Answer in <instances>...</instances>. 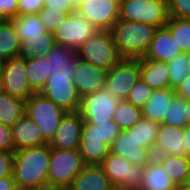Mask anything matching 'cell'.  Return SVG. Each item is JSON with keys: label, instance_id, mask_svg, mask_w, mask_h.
I'll use <instances>...</instances> for the list:
<instances>
[{"label": "cell", "instance_id": "cell-38", "mask_svg": "<svg viewBox=\"0 0 190 190\" xmlns=\"http://www.w3.org/2000/svg\"><path fill=\"white\" fill-rule=\"evenodd\" d=\"M90 125H96V129L98 130V135L109 146L112 145V143L118 137L119 133L122 131L113 120H110L108 122H103L100 124H90Z\"/></svg>", "mask_w": 190, "mask_h": 190}, {"label": "cell", "instance_id": "cell-11", "mask_svg": "<svg viewBox=\"0 0 190 190\" xmlns=\"http://www.w3.org/2000/svg\"><path fill=\"white\" fill-rule=\"evenodd\" d=\"M97 31L85 17L78 12H74L65 17L62 24L53 32V37L56 44L77 51Z\"/></svg>", "mask_w": 190, "mask_h": 190}, {"label": "cell", "instance_id": "cell-49", "mask_svg": "<svg viewBox=\"0 0 190 190\" xmlns=\"http://www.w3.org/2000/svg\"><path fill=\"white\" fill-rule=\"evenodd\" d=\"M84 0H71L73 4V8L77 11V9L81 6Z\"/></svg>", "mask_w": 190, "mask_h": 190}, {"label": "cell", "instance_id": "cell-25", "mask_svg": "<svg viewBox=\"0 0 190 190\" xmlns=\"http://www.w3.org/2000/svg\"><path fill=\"white\" fill-rule=\"evenodd\" d=\"M140 77L153 90L169 88L167 62L153 59H139Z\"/></svg>", "mask_w": 190, "mask_h": 190}, {"label": "cell", "instance_id": "cell-3", "mask_svg": "<svg viewBox=\"0 0 190 190\" xmlns=\"http://www.w3.org/2000/svg\"><path fill=\"white\" fill-rule=\"evenodd\" d=\"M9 21L20 38L19 57L28 59L47 55L56 44L53 34L46 31L38 14L17 15Z\"/></svg>", "mask_w": 190, "mask_h": 190}, {"label": "cell", "instance_id": "cell-28", "mask_svg": "<svg viewBox=\"0 0 190 190\" xmlns=\"http://www.w3.org/2000/svg\"><path fill=\"white\" fill-rule=\"evenodd\" d=\"M26 101L0 92V123L9 127L25 114Z\"/></svg>", "mask_w": 190, "mask_h": 190}, {"label": "cell", "instance_id": "cell-13", "mask_svg": "<svg viewBox=\"0 0 190 190\" xmlns=\"http://www.w3.org/2000/svg\"><path fill=\"white\" fill-rule=\"evenodd\" d=\"M39 93L67 113L79 111L81 97L72 78L50 77Z\"/></svg>", "mask_w": 190, "mask_h": 190}, {"label": "cell", "instance_id": "cell-47", "mask_svg": "<svg viewBox=\"0 0 190 190\" xmlns=\"http://www.w3.org/2000/svg\"><path fill=\"white\" fill-rule=\"evenodd\" d=\"M15 185L13 177L0 178V190H8Z\"/></svg>", "mask_w": 190, "mask_h": 190}, {"label": "cell", "instance_id": "cell-36", "mask_svg": "<svg viewBox=\"0 0 190 190\" xmlns=\"http://www.w3.org/2000/svg\"><path fill=\"white\" fill-rule=\"evenodd\" d=\"M67 15L65 11H55L45 7L38 12L39 19L44 24V28L52 34L62 24Z\"/></svg>", "mask_w": 190, "mask_h": 190}, {"label": "cell", "instance_id": "cell-15", "mask_svg": "<svg viewBox=\"0 0 190 190\" xmlns=\"http://www.w3.org/2000/svg\"><path fill=\"white\" fill-rule=\"evenodd\" d=\"M83 123L79 112L67 113L48 145L55 149H79Z\"/></svg>", "mask_w": 190, "mask_h": 190}, {"label": "cell", "instance_id": "cell-26", "mask_svg": "<svg viewBox=\"0 0 190 190\" xmlns=\"http://www.w3.org/2000/svg\"><path fill=\"white\" fill-rule=\"evenodd\" d=\"M154 158L144 166L140 190H175L177 185Z\"/></svg>", "mask_w": 190, "mask_h": 190}, {"label": "cell", "instance_id": "cell-52", "mask_svg": "<svg viewBox=\"0 0 190 190\" xmlns=\"http://www.w3.org/2000/svg\"><path fill=\"white\" fill-rule=\"evenodd\" d=\"M8 190H28V189L23 188V187H21V186L15 184L13 187H11V188L8 189Z\"/></svg>", "mask_w": 190, "mask_h": 190}, {"label": "cell", "instance_id": "cell-18", "mask_svg": "<svg viewBox=\"0 0 190 190\" xmlns=\"http://www.w3.org/2000/svg\"><path fill=\"white\" fill-rule=\"evenodd\" d=\"M110 151L134 165L145 166L153 159L152 153L133 137L132 130H122L110 146Z\"/></svg>", "mask_w": 190, "mask_h": 190}, {"label": "cell", "instance_id": "cell-2", "mask_svg": "<svg viewBox=\"0 0 190 190\" xmlns=\"http://www.w3.org/2000/svg\"><path fill=\"white\" fill-rule=\"evenodd\" d=\"M158 27L132 21L118 20L110 33L121 58H142Z\"/></svg>", "mask_w": 190, "mask_h": 190}, {"label": "cell", "instance_id": "cell-7", "mask_svg": "<svg viewBox=\"0 0 190 190\" xmlns=\"http://www.w3.org/2000/svg\"><path fill=\"white\" fill-rule=\"evenodd\" d=\"M25 109V114L38 125L47 142L51 140L63 117L67 114L40 93H34L26 100Z\"/></svg>", "mask_w": 190, "mask_h": 190}, {"label": "cell", "instance_id": "cell-40", "mask_svg": "<svg viewBox=\"0 0 190 190\" xmlns=\"http://www.w3.org/2000/svg\"><path fill=\"white\" fill-rule=\"evenodd\" d=\"M14 152L0 150V178L13 177Z\"/></svg>", "mask_w": 190, "mask_h": 190}, {"label": "cell", "instance_id": "cell-16", "mask_svg": "<svg viewBox=\"0 0 190 190\" xmlns=\"http://www.w3.org/2000/svg\"><path fill=\"white\" fill-rule=\"evenodd\" d=\"M109 152L110 146L100 138L96 125L83 123L79 153L85 164L100 165Z\"/></svg>", "mask_w": 190, "mask_h": 190}, {"label": "cell", "instance_id": "cell-14", "mask_svg": "<svg viewBox=\"0 0 190 190\" xmlns=\"http://www.w3.org/2000/svg\"><path fill=\"white\" fill-rule=\"evenodd\" d=\"M120 0H84L77 9L97 30L110 31L119 20Z\"/></svg>", "mask_w": 190, "mask_h": 190}, {"label": "cell", "instance_id": "cell-24", "mask_svg": "<svg viewBox=\"0 0 190 190\" xmlns=\"http://www.w3.org/2000/svg\"><path fill=\"white\" fill-rule=\"evenodd\" d=\"M175 95L172 88L153 90L152 96L141 108L143 118L162 124Z\"/></svg>", "mask_w": 190, "mask_h": 190}, {"label": "cell", "instance_id": "cell-42", "mask_svg": "<svg viewBox=\"0 0 190 190\" xmlns=\"http://www.w3.org/2000/svg\"><path fill=\"white\" fill-rule=\"evenodd\" d=\"M0 150L14 152L16 150L13 138L12 129L9 126L0 123Z\"/></svg>", "mask_w": 190, "mask_h": 190}, {"label": "cell", "instance_id": "cell-27", "mask_svg": "<svg viewBox=\"0 0 190 190\" xmlns=\"http://www.w3.org/2000/svg\"><path fill=\"white\" fill-rule=\"evenodd\" d=\"M26 74L30 88L35 93H39L49 78L46 55L26 59Z\"/></svg>", "mask_w": 190, "mask_h": 190}, {"label": "cell", "instance_id": "cell-54", "mask_svg": "<svg viewBox=\"0 0 190 190\" xmlns=\"http://www.w3.org/2000/svg\"><path fill=\"white\" fill-rule=\"evenodd\" d=\"M3 64H4V59L0 57V80H1L2 70H3Z\"/></svg>", "mask_w": 190, "mask_h": 190}, {"label": "cell", "instance_id": "cell-19", "mask_svg": "<svg viewBox=\"0 0 190 190\" xmlns=\"http://www.w3.org/2000/svg\"><path fill=\"white\" fill-rule=\"evenodd\" d=\"M153 156H188L183 141V128L160 124Z\"/></svg>", "mask_w": 190, "mask_h": 190}, {"label": "cell", "instance_id": "cell-8", "mask_svg": "<svg viewBox=\"0 0 190 190\" xmlns=\"http://www.w3.org/2000/svg\"><path fill=\"white\" fill-rule=\"evenodd\" d=\"M119 102L115 95L103 88L83 96L78 112L84 123L100 124L113 120Z\"/></svg>", "mask_w": 190, "mask_h": 190}, {"label": "cell", "instance_id": "cell-35", "mask_svg": "<svg viewBox=\"0 0 190 190\" xmlns=\"http://www.w3.org/2000/svg\"><path fill=\"white\" fill-rule=\"evenodd\" d=\"M187 65L185 53H181L167 62V68L169 69V88L175 89L190 74Z\"/></svg>", "mask_w": 190, "mask_h": 190}, {"label": "cell", "instance_id": "cell-10", "mask_svg": "<svg viewBox=\"0 0 190 190\" xmlns=\"http://www.w3.org/2000/svg\"><path fill=\"white\" fill-rule=\"evenodd\" d=\"M100 165L114 187L140 188L144 166L131 164L111 151Z\"/></svg>", "mask_w": 190, "mask_h": 190}, {"label": "cell", "instance_id": "cell-32", "mask_svg": "<svg viewBox=\"0 0 190 190\" xmlns=\"http://www.w3.org/2000/svg\"><path fill=\"white\" fill-rule=\"evenodd\" d=\"M143 118L142 109L134 106L125 100L120 101L114 112L113 121L121 130L133 127L139 120Z\"/></svg>", "mask_w": 190, "mask_h": 190}, {"label": "cell", "instance_id": "cell-37", "mask_svg": "<svg viewBox=\"0 0 190 190\" xmlns=\"http://www.w3.org/2000/svg\"><path fill=\"white\" fill-rule=\"evenodd\" d=\"M152 93L153 89L140 79L129 91L125 101L142 108L152 96Z\"/></svg>", "mask_w": 190, "mask_h": 190}, {"label": "cell", "instance_id": "cell-12", "mask_svg": "<svg viewBox=\"0 0 190 190\" xmlns=\"http://www.w3.org/2000/svg\"><path fill=\"white\" fill-rule=\"evenodd\" d=\"M0 84L3 92L24 101L35 93L28 84L26 59L19 56L4 60Z\"/></svg>", "mask_w": 190, "mask_h": 190}, {"label": "cell", "instance_id": "cell-57", "mask_svg": "<svg viewBox=\"0 0 190 190\" xmlns=\"http://www.w3.org/2000/svg\"><path fill=\"white\" fill-rule=\"evenodd\" d=\"M5 19L0 15V23L3 22Z\"/></svg>", "mask_w": 190, "mask_h": 190}, {"label": "cell", "instance_id": "cell-50", "mask_svg": "<svg viewBox=\"0 0 190 190\" xmlns=\"http://www.w3.org/2000/svg\"><path fill=\"white\" fill-rule=\"evenodd\" d=\"M28 190H61V189L55 188V187H50V186H45V187H40V188L28 189Z\"/></svg>", "mask_w": 190, "mask_h": 190}, {"label": "cell", "instance_id": "cell-6", "mask_svg": "<svg viewBox=\"0 0 190 190\" xmlns=\"http://www.w3.org/2000/svg\"><path fill=\"white\" fill-rule=\"evenodd\" d=\"M76 53L79 59L107 71L122 59L110 31L98 30L81 45Z\"/></svg>", "mask_w": 190, "mask_h": 190}, {"label": "cell", "instance_id": "cell-31", "mask_svg": "<svg viewBox=\"0 0 190 190\" xmlns=\"http://www.w3.org/2000/svg\"><path fill=\"white\" fill-rule=\"evenodd\" d=\"M159 127V123L142 118L137 124L126 130H132V135L136 141L152 153Z\"/></svg>", "mask_w": 190, "mask_h": 190}, {"label": "cell", "instance_id": "cell-45", "mask_svg": "<svg viewBox=\"0 0 190 190\" xmlns=\"http://www.w3.org/2000/svg\"><path fill=\"white\" fill-rule=\"evenodd\" d=\"M175 93L186 101H190V74L175 88Z\"/></svg>", "mask_w": 190, "mask_h": 190}, {"label": "cell", "instance_id": "cell-55", "mask_svg": "<svg viewBox=\"0 0 190 190\" xmlns=\"http://www.w3.org/2000/svg\"><path fill=\"white\" fill-rule=\"evenodd\" d=\"M116 190H140L137 188H120V187H116Z\"/></svg>", "mask_w": 190, "mask_h": 190}, {"label": "cell", "instance_id": "cell-17", "mask_svg": "<svg viewBox=\"0 0 190 190\" xmlns=\"http://www.w3.org/2000/svg\"><path fill=\"white\" fill-rule=\"evenodd\" d=\"M75 71L73 82L81 98L105 87L107 70L78 58Z\"/></svg>", "mask_w": 190, "mask_h": 190}, {"label": "cell", "instance_id": "cell-22", "mask_svg": "<svg viewBox=\"0 0 190 190\" xmlns=\"http://www.w3.org/2000/svg\"><path fill=\"white\" fill-rule=\"evenodd\" d=\"M11 129L16 150L48 144L38 125L26 114L19 118Z\"/></svg>", "mask_w": 190, "mask_h": 190}, {"label": "cell", "instance_id": "cell-41", "mask_svg": "<svg viewBox=\"0 0 190 190\" xmlns=\"http://www.w3.org/2000/svg\"><path fill=\"white\" fill-rule=\"evenodd\" d=\"M44 7V0H19L18 15L38 14Z\"/></svg>", "mask_w": 190, "mask_h": 190}, {"label": "cell", "instance_id": "cell-29", "mask_svg": "<svg viewBox=\"0 0 190 190\" xmlns=\"http://www.w3.org/2000/svg\"><path fill=\"white\" fill-rule=\"evenodd\" d=\"M153 158L167 170L168 176L177 186H181L185 181L187 172L190 167L189 156H153Z\"/></svg>", "mask_w": 190, "mask_h": 190}, {"label": "cell", "instance_id": "cell-23", "mask_svg": "<svg viewBox=\"0 0 190 190\" xmlns=\"http://www.w3.org/2000/svg\"><path fill=\"white\" fill-rule=\"evenodd\" d=\"M113 188L101 165L86 164L67 190H111Z\"/></svg>", "mask_w": 190, "mask_h": 190}, {"label": "cell", "instance_id": "cell-20", "mask_svg": "<svg viewBox=\"0 0 190 190\" xmlns=\"http://www.w3.org/2000/svg\"><path fill=\"white\" fill-rule=\"evenodd\" d=\"M47 62L50 77L74 78L78 56L76 51L67 46L55 44L47 53Z\"/></svg>", "mask_w": 190, "mask_h": 190}, {"label": "cell", "instance_id": "cell-9", "mask_svg": "<svg viewBox=\"0 0 190 190\" xmlns=\"http://www.w3.org/2000/svg\"><path fill=\"white\" fill-rule=\"evenodd\" d=\"M140 79L139 59L122 58L107 71L104 88L123 101Z\"/></svg>", "mask_w": 190, "mask_h": 190}, {"label": "cell", "instance_id": "cell-43", "mask_svg": "<svg viewBox=\"0 0 190 190\" xmlns=\"http://www.w3.org/2000/svg\"><path fill=\"white\" fill-rule=\"evenodd\" d=\"M19 0H0V15L9 20L18 15Z\"/></svg>", "mask_w": 190, "mask_h": 190}, {"label": "cell", "instance_id": "cell-4", "mask_svg": "<svg viewBox=\"0 0 190 190\" xmlns=\"http://www.w3.org/2000/svg\"><path fill=\"white\" fill-rule=\"evenodd\" d=\"M85 165L79 149L51 148L48 186L67 190Z\"/></svg>", "mask_w": 190, "mask_h": 190}, {"label": "cell", "instance_id": "cell-39", "mask_svg": "<svg viewBox=\"0 0 190 190\" xmlns=\"http://www.w3.org/2000/svg\"><path fill=\"white\" fill-rule=\"evenodd\" d=\"M169 17L190 19V0H168Z\"/></svg>", "mask_w": 190, "mask_h": 190}, {"label": "cell", "instance_id": "cell-53", "mask_svg": "<svg viewBox=\"0 0 190 190\" xmlns=\"http://www.w3.org/2000/svg\"><path fill=\"white\" fill-rule=\"evenodd\" d=\"M186 55V60H187V63H188V68H189V71H190V51L186 52L185 53Z\"/></svg>", "mask_w": 190, "mask_h": 190}, {"label": "cell", "instance_id": "cell-46", "mask_svg": "<svg viewBox=\"0 0 190 190\" xmlns=\"http://www.w3.org/2000/svg\"><path fill=\"white\" fill-rule=\"evenodd\" d=\"M183 141L186 153L190 157V124L183 128Z\"/></svg>", "mask_w": 190, "mask_h": 190}, {"label": "cell", "instance_id": "cell-56", "mask_svg": "<svg viewBox=\"0 0 190 190\" xmlns=\"http://www.w3.org/2000/svg\"><path fill=\"white\" fill-rule=\"evenodd\" d=\"M175 190H190V189H187L181 185V186H177V188Z\"/></svg>", "mask_w": 190, "mask_h": 190}, {"label": "cell", "instance_id": "cell-48", "mask_svg": "<svg viewBox=\"0 0 190 190\" xmlns=\"http://www.w3.org/2000/svg\"><path fill=\"white\" fill-rule=\"evenodd\" d=\"M182 186H184L187 189H190V167H189L187 176H186L185 181L183 182Z\"/></svg>", "mask_w": 190, "mask_h": 190}, {"label": "cell", "instance_id": "cell-1", "mask_svg": "<svg viewBox=\"0 0 190 190\" xmlns=\"http://www.w3.org/2000/svg\"><path fill=\"white\" fill-rule=\"evenodd\" d=\"M51 147L48 144L14 151L13 178L15 184L26 188L48 186Z\"/></svg>", "mask_w": 190, "mask_h": 190}, {"label": "cell", "instance_id": "cell-44", "mask_svg": "<svg viewBox=\"0 0 190 190\" xmlns=\"http://www.w3.org/2000/svg\"><path fill=\"white\" fill-rule=\"evenodd\" d=\"M44 7L55 11H65L68 15L76 12L71 0H44Z\"/></svg>", "mask_w": 190, "mask_h": 190}, {"label": "cell", "instance_id": "cell-51", "mask_svg": "<svg viewBox=\"0 0 190 190\" xmlns=\"http://www.w3.org/2000/svg\"><path fill=\"white\" fill-rule=\"evenodd\" d=\"M186 109H187V113H186V115H187V123L188 124H190V101H187V103H186Z\"/></svg>", "mask_w": 190, "mask_h": 190}, {"label": "cell", "instance_id": "cell-33", "mask_svg": "<svg viewBox=\"0 0 190 190\" xmlns=\"http://www.w3.org/2000/svg\"><path fill=\"white\" fill-rule=\"evenodd\" d=\"M183 53L190 51V19L170 17L165 25Z\"/></svg>", "mask_w": 190, "mask_h": 190}, {"label": "cell", "instance_id": "cell-30", "mask_svg": "<svg viewBox=\"0 0 190 190\" xmlns=\"http://www.w3.org/2000/svg\"><path fill=\"white\" fill-rule=\"evenodd\" d=\"M20 48V38L12 23L9 20H4L0 23V57L4 60L18 57Z\"/></svg>", "mask_w": 190, "mask_h": 190}, {"label": "cell", "instance_id": "cell-5", "mask_svg": "<svg viewBox=\"0 0 190 190\" xmlns=\"http://www.w3.org/2000/svg\"><path fill=\"white\" fill-rule=\"evenodd\" d=\"M169 18L167 1L120 0V20L162 27L166 25Z\"/></svg>", "mask_w": 190, "mask_h": 190}, {"label": "cell", "instance_id": "cell-34", "mask_svg": "<svg viewBox=\"0 0 190 190\" xmlns=\"http://www.w3.org/2000/svg\"><path fill=\"white\" fill-rule=\"evenodd\" d=\"M186 103L184 98L175 95L162 124L184 128L188 124Z\"/></svg>", "mask_w": 190, "mask_h": 190}, {"label": "cell", "instance_id": "cell-21", "mask_svg": "<svg viewBox=\"0 0 190 190\" xmlns=\"http://www.w3.org/2000/svg\"><path fill=\"white\" fill-rule=\"evenodd\" d=\"M183 53L166 26L158 27L142 58L168 62Z\"/></svg>", "mask_w": 190, "mask_h": 190}]
</instances>
